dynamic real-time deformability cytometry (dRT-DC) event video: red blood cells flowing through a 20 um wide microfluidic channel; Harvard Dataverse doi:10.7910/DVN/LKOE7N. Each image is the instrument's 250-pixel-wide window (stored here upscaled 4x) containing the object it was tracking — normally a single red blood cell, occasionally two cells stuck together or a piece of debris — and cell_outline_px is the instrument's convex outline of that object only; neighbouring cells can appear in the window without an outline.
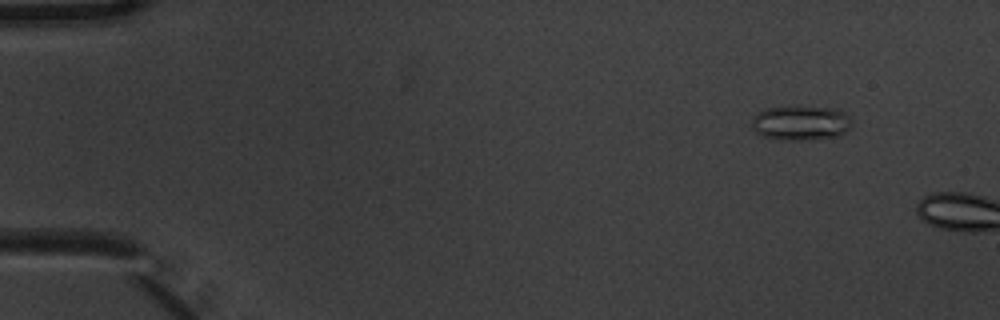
{"species": "common noctule bat (a hibernating species)", "species_latin": "Nyctalus noctula", "temperature_condition": "warm", "stored_images_in_passage": 3, "camera_frame_rate_fps": 3000, "um_per_image_px": 0.085, "animal": {"sex": "male", "body_mass_g": 20.1, "forearm_length_mm": 53.5}, "frame": {"image": 1, "passage_image": 2, "time_ms": 0.333, "image_size_px": [1000, 320], "cell_outline_px": [[852, 124], [840, 136], [808, 140], [784, 140], [764, 136], [756, 132], [752, 128], [752, 120], [756, 112], [764, 108], [840, 108], [852, 120]], "centroid_in_image_um": [68.08, 10.47], "position_along_channel_um": 16.9, "area_um2": 20.0}}